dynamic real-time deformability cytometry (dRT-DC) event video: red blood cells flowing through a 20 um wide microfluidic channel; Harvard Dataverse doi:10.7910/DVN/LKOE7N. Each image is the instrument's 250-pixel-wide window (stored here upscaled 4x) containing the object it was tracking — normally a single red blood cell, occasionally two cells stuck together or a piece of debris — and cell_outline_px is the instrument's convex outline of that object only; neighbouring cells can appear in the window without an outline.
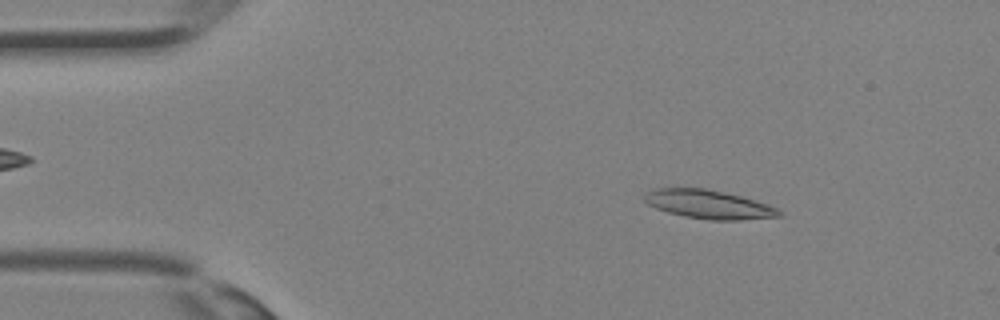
{"species": "Egyptian fruit bat (a non-hibernating species)", "species_latin": "Rousettus aegyptiacus", "temperature_condition": "room temperature", "stored_images_in_passage": 34, "camera_frame_rate_fps": 3000, "um_per_image_px": 0.085, "animal": {"sex": "female"}, "frame": {"image": 1, "passage_image": 5, "time_ms": 1.333, "image_size_px": [1000, 320], "cell_outline_px": [[780, 216], [740, 220], [708, 220], [684, 216], [668, 212], [656, 208], [648, 204], [644, 200], [644, 196], [648, 192], [656, 188], [704, 188], [724, 192], [740, 196], [768, 204], [776, 208], [780, 212]], "centroid_in_image_um": [60.21, 17.37], "position_along_channel_um": 24.8, "area_um2": 22.25}}
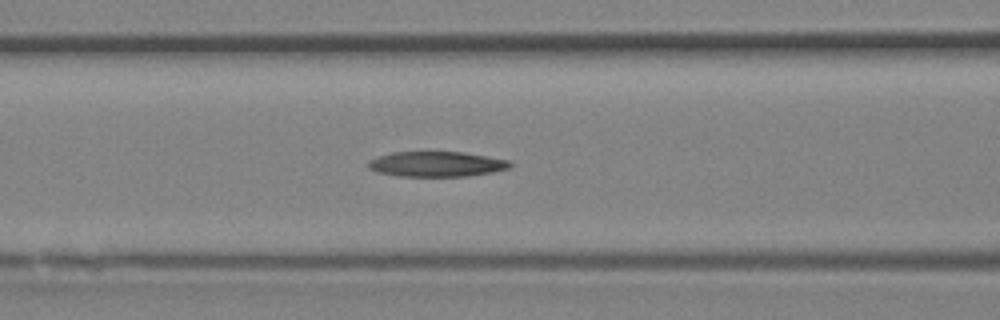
{"frame": {"image": 2, "passage_image": 14, "time_ms": 4.333, "image_size_px": [1000, 320], "cell_outline_px": [[512, 164], [508, 168], [492, 172], [468, 176], [396, 176], [376, 172], [368, 168], [368, 160], [376, 156], [392, 152], [464, 152], [508, 160]], "centroid_in_image_um": [37.04, 13.95], "position_along_channel_um": 129.6, "area_um2": 20.87}}
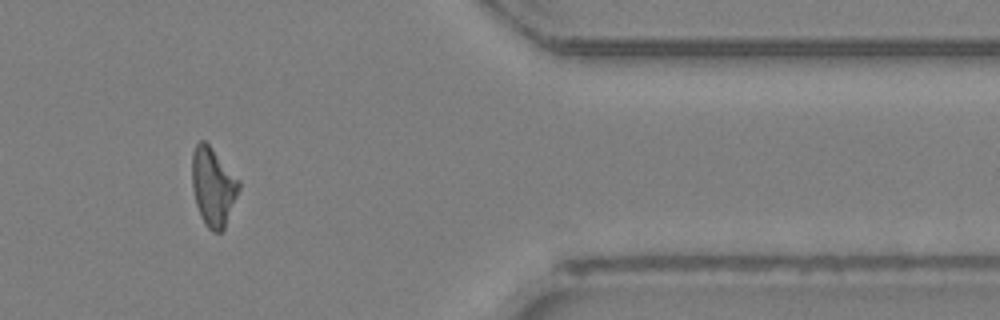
{"frame": {"image": 3, "passage_image": 29, "time_ms": 9.333, "image_size_px": [1000, 320], "cell_outline_px": [[240, 188], [224, 228], [220, 232], [212, 232], [204, 224], [200, 216], [196, 204], [192, 188], [192, 152], [196, 144], [200, 140], [204, 140], [212, 148], [240, 180]], "centroid_in_image_um": [18.1, 15.87], "position_along_channel_um": 393.3, "area_um2": 21.44}}